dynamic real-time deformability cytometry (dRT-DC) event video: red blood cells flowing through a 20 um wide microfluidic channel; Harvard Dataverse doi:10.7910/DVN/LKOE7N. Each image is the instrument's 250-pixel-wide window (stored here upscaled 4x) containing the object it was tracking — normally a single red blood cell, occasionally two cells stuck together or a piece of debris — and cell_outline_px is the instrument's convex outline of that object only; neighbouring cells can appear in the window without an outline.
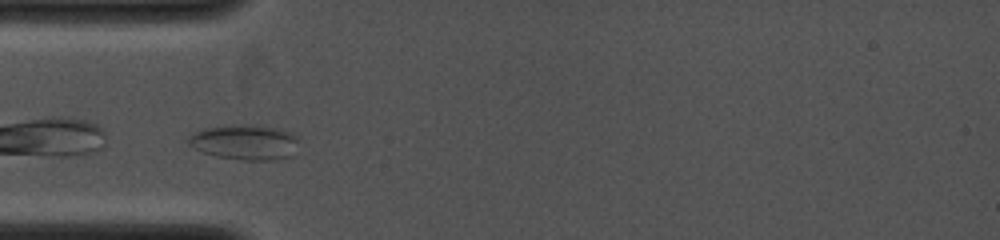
{"species": "common noctule bat (a hibernating species)", "species_latin": "Nyctalus noctula", "temperature_condition": "cold", "stored_images_in_passage": 2, "camera_frame_rate_fps": 4000, "um_per_image_px": 0.085, "animal": {"sex": "female", "body_mass_g": 19.0, "forearm_length_mm": 53.3}, "frame": {"image": 1, "passage_image": 1, "time_ms": 0.0, "image_size_px": [1000, 240], "cell_outline_px": [[296, 140], [292, 156], [272, 160], [244, 160], [216, 156], [204, 152], [188, 144], [188, 136], [204, 128], [236, 124], [276, 128], [292, 132], [296, 136]], "centroid_in_image_um": [20.79, 12.09], "position_along_channel_um": 64.2, "area_um2": 22.2}}
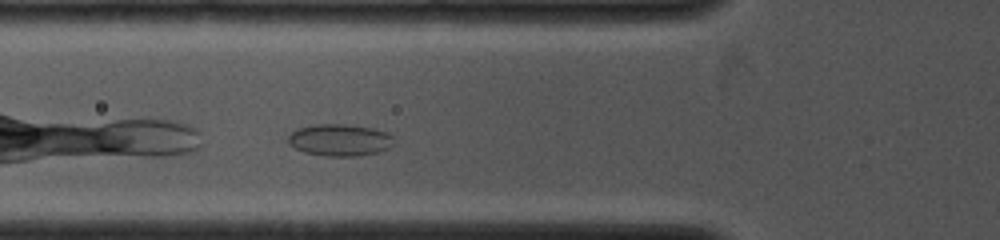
{"frame": {"image": 2, "passage_image": 2, "time_ms": 0.75, "image_size_px": [1000, 240], "cell_outline_px": [[396, 144], [388, 148], [376, 152], [356, 156], [328, 156], [304, 152], [288, 144], [288, 136], [296, 128], [312, 124], [344, 124], [372, 128], [388, 132], [392, 136]], "centroid_in_image_um": [28.88, 11.89], "position_along_channel_um": 96.9, "area_um2": 19.77}}